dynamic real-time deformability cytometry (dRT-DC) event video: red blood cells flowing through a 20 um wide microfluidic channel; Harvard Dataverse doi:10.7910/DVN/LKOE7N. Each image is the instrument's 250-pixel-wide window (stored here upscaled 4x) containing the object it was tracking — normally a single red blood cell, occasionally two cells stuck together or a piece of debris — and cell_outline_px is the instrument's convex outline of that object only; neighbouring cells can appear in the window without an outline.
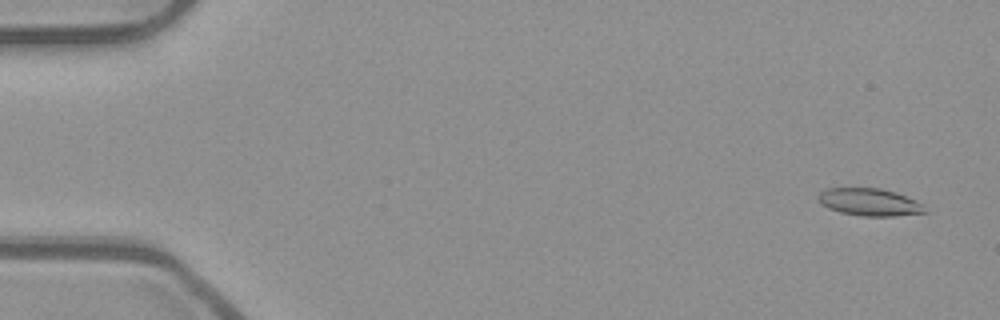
{"species": "common noctule bat (a hibernating species)", "species_latin": "Nyctalus noctula", "temperature_condition": "room temperature", "stored_images_in_passage": 54, "camera_frame_rate_fps": 3000, "um_per_image_px": 0.085, "animal": {"sex": "male", "body_mass_g": 23.1, "forearm_length_mm": 52.7}, "frame": {"image": 1, "passage_image": 3, "time_ms": 0.667, "image_size_px": [1000, 320], "cell_outline_px": [[928, 212], [896, 216], [860, 216], [840, 212], [828, 208], [820, 204], [816, 196], [824, 188], [880, 188], [896, 192], [916, 200], [924, 204]], "centroid_in_image_um": [73.9, 17.18], "position_along_channel_um": 11.1, "area_um2": 17.34}}
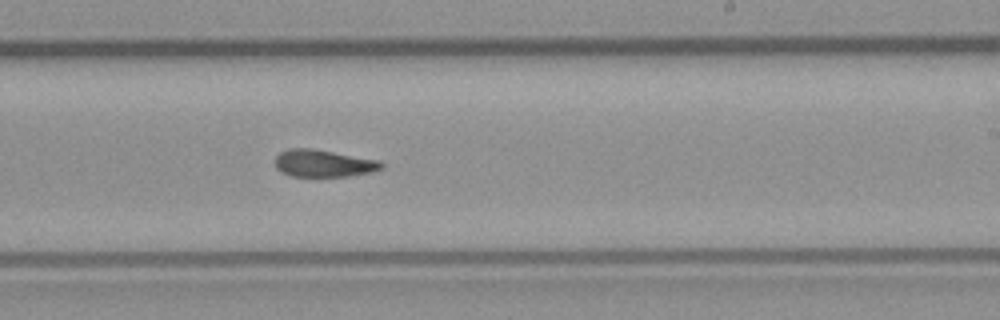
{"frame": {"image": 2, "passage_image": 33, "time_ms": 10.667, "image_size_px": [1000, 320], "cell_outline_px": [[384, 168], [372, 172], [348, 176], [292, 176], [280, 172], [276, 168], [276, 156], [280, 152], [288, 148], [312, 148], [380, 160], [384, 164]], "centroid_in_image_um": [27.51, 13.88], "position_along_channel_um": 261.5, "area_um2": 16.99}}
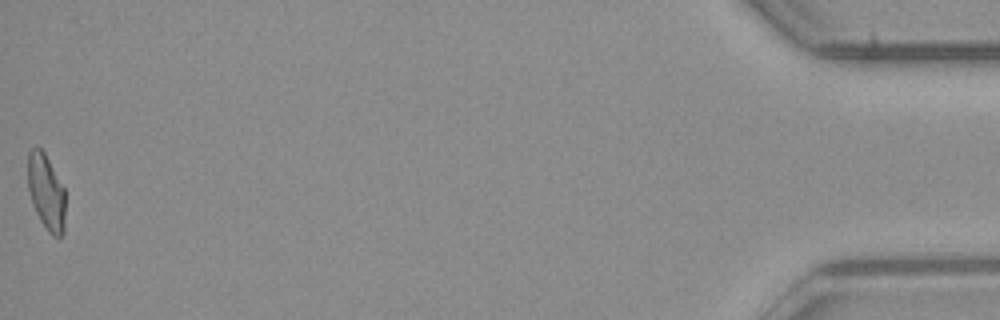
{"frame": {"image": 3, "passage_image": 54, "time_ms": 17.667, "image_size_px": [1000, 320], "cell_outline_px": [[64, 232], [60, 236], [52, 236], [48, 232], [40, 220], [32, 204], [28, 188], [28, 152], [32, 148], [40, 148], [44, 152], [64, 188]], "centroid_in_image_um": [3.91, 16.34], "position_along_channel_um": 431.3, "area_um2": 16.36}, "authors_computed_cell_mechanics": {"area_um2": 17.3978, "velocity_mm_per_s": 3.896, "shape_relaxation_time_tau1_ms": null, "shape_relaxation_time_tau2_ms": 3.8631, "deformation_change_tau1": null, "deformation_change_tau2": 0.0942}}